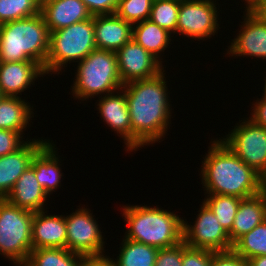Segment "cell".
I'll return each instance as SVG.
<instances>
[{"instance_id": "obj_11", "label": "cell", "mask_w": 266, "mask_h": 266, "mask_svg": "<svg viewBox=\"0 0 266 266\" xmlns=\"http://www.w3.org/2000/svg\"><path fill=\"white\" fill-rule=\"evenodd\" d=\"M215 4L213 0H180L176 34L204 41L218 33Z\"/></svg>"}, {"instance_id": "obj_6", "label": "cell", "mask_w": 266, "mask_h": 266, "mask_svg": "<svg viewBox=\"0 0 266 266\" xmlns=\"http://www.w3.org/2000/svg\"><path fill=\"white\" fill-rule=\"evenodd\" d=\"M96 49L94 16L50 32L45 74H59L68 63L80 62ZM69 61V62H68Z\"/></svg>"}, {"instance_id": "obj_30", "label": "cell", "mask_w": 266, "mask_h": 266, "mask_svg": "<svg viewBox=\"0 0 266 266\" xmlns=\"http://www.w3.org/2000/svg\"><path fill=\"white\" fill-rule=\"evenodd\" d=\"M180 0H154L150 20L169 33H176Z\"/></svg>"}, {"instance_id": "obj_28", "label": "cell", "mask_w": 266, "mask_h": 266, "mask_svg": "<svg viewBox=\"0 0 266 266\" xmlns=\"http://www.w3.org/2000/svg\"><path fill=\"white\" fill-rule=\"evenodd\" d=\"M241 198L229 195L208 194L204 203L216 216L220 225L229 232L240 204Z\"/></svg>"}, {"instance_id": "obj_7", "label": "cell", "mask_w": 266, "mask_h": 266, "mask_svg": "<svg viewBox=\"0 0 266 266\" xmlns=\"http://www.w3.org/2000/svg\"><path fill=\"white\" fill-rule=\"evenodd\" d=\"M34 212L0 199V254L14 264L25 263L32 251Z\"/></svg>"}, {"instance_id": "obj_16", "label": "cell", "mask_w": 266, "mask_h": 266, "mask_svg": "<svg viewBox=\"0 0 266 266\" xmlns=\"http://www.w3.org/2000/svg\"><path fill=\"white\" fill-rule=\"evenodd\" d=\"M45 210L34 212L32 221V250L39 248H66L65 215H46Z\"/></svg>"}, {"instance_id": "obj_14", "label": "cell", "mask_w": 266, "mask_h": 266, "mask_svg": "<svg viewBox=\"0 0 266 266\" xmlns=\"http://www.w3.org/2000/svg\"><path fill=\"white\" fill-rule=\"evenodd\" d=\"M44 75H46L44 68L35 61L0 62L1 94L18 97L31 84L33 85L36 78L39 79L38 77Z\"/></svg>"}, {"instance_id": "obj_37", "label": "cell", "mask_w": 266, "mask_h": 266, "mask_svg": "<svg viewBox=\"0 0 266 266\" xmlns=\"http://www.w3.org/2000/svg\"><path fill=\"white\" fill-rule=\"evenodd\" d=\"M252 111L249 118L252 119L256 124L266 127V97L262 96L261 99L257 100L252 107Z\"/></svg>"}, {"instance_id": "obj_26", "label": "cell", "mask_w": 266, "mask_h": 266, "mask_svg": "<svg viewBox=\"0 0 266 266\" xmlns=\"http://www.w3.org/2000/svg\"><path fill=\"white\" fill-rule=\"evenodd\" d=\"M121 243L115 266H154L158 248L126 238Z\"/></svg>"}, {"instance_id": "obj_24", "label": "cell", "mask_w": 266, "mask_h": 266, "mask_svg": "<svg viewBox=\"0 0 266 266\" xmlns=\"http://www.w3.org/2000/svg\"><path fill=\"white\" fill-rule=\"evenodd\" d=\"M33 106L20 96H3L0 99V129L23 132L32 118Z\"/></svg>"}, {"instance_id": "obj_3", "label": "cell", "mask_w": 266, "mask_h": 266, "mask_svg": "<svg viewBox=\"0 0 266 266\" xmlns=\"http://www.w3.org/2000/svg\"><path fill=\"white\" fill-rule=\"evenodd\" d=\"M49 41L41 13L0 24V62L35 61L44 68Z\"/></svg>"}, {"instance_id": "obj_43", "label": "cell", "mask_w": 266, "mask_h": 266, "mask_svg": "<svg viewBox=\"0 0 266 266\" xmlns=\"http://www.w3.org/2000/svg\"><path fill=\"white\" fill-rule=\"evenodd\" d=\"M16 266H28L26 263L14 264Z\"/></svg>"}, {"instance_id": "obj_9", "label": "cell", "mask_w": 266, "mask_h": 266, "mask_svg": "<svg viewBox=\"0 0 266 266\" xmlns=\"http://www.w3.org/2000/svg\"><path fill=\"white\" fill-rule=\"evenodd\" d=\"M90 209H77L65 217L67 249L85 257H103L104 238Z\"/></svg>"}, {"instance_id": "obj_15", "label": "cell", "mask_w": 266, "mask_h": 266, "mask_svg": "<svg viewBox=\"0 0 266 266\" xmlns=\"http://www.w3.org/2000/svg\"><path fill=\"white\" fill-rule=\"evenodd\" d=\"M28 140L21 148L0 157V199L6 198L21 174L31 164L32 157L47 142L46 139Z\"/></svg>"}, {"instance_id": "obj_44", "label": "cell", "mask_w": 266, "mask_h": 266, "mask_svg": "<svg viewBox=\"0 0 266 266\" xmlns=\"http://www.w3.org/2000/svg\"><path fill=\"white\" fill-rule=\"evenodd\" d=\"M264 189L266 190V177L264 178Z\"/></svg>"}, {"instance_id": "obj_41", "label": "cell", "mask_w": 266, "mask_h": 266, "mask_svg": "<svg viewBox=\"0 0 266 266\" xmlns=\"http://www.w3.org/2000/svg\"><path fill=\"white\" fill-rule=\"evenodd\" d=\"M258 1L259 0H245V3H246L245 10H250Z\"/></svg>"}, {"instance_id": "obj_25", "label": "cell", "mask_w": 266, "mask_h": 266, "mask_svg": "<svg viewBox=\"0 0 266 266\" xmlns=\"http://www.w3.org/2000/svg\"><path fill=\"white\" fill-rule=\"evenodd\" d=\"M84 255L69 251L66 248H39L30 252L28 266H81Z\"/></svg>"}, {"instance_id": "obj_32", "label": "cell", "mask_w": 266, "mask_h": 266, "mask_svg": "<svg viewBox=\"0 0 266 266\" xmlns=\"http://www.w3.org/2000/svg\"><path fill=\"white\" fill-rule=\"evenodd\" d=\"M213 251L193 248L182 241V266H211Z\"/></svg>"}, {"instance_id": "obj_8", "label": "cell", "mask_w": 266, "mask_h": 266, "mask_svg": "<svg viewBox=\"0 0 266 266\" xmlns=\"http://www.w3.org/2000/svg\"><path fill=\"white\" fill-rule=\"evenodd\" d=\"M238 125V126H237ZM230 134L221 139L246 165L266 177V127L252 119L237 123Z\"/></svg>"}, {"instance_id": "obj_38", "label": "cell", "mask_w": 266, "mask_h": 266, "mask_svg": "<svg viewBox=\"0 0 266 266\" xmlns=\"http://www.w3.org/2000/svg\"><path fill=\"white\" fill-rule=\"evenodd\" d=\"M81 266H115L112 258L105 255L103 257H85Z\"/></svg>"}, {"instance_id": "obj_40", "label": "cell", "mask_w": 266, "mask_h": 266, "mask_svg": "<svg viewBox=\"0 0 266 266\" xmlns=\"http://www.w3.org/2000/svg\"><path fill=\"white\" fill-rule=\"evenodd\" d=\"M248 266H266V256H257L247 261Z\"/></svg>"}, {"instance_id": "obj_2", "label": "cell", "mask_w": 266, "mask_h": 266, "mask_svg": "<svg viewBox=\"0 0 266 266\" xmlns=\"http://www.w3.org/2000/svg\"><path fill=\"white\" fill-rule=\"evenodd\" d=\"M219 140L212 141L202 161L200 174L206 194L245 199L264 191V178Z\"/></svg>"}, {"instance_id": "obj_4", "label": "cell", "mask_w": 266, "mask_h": 266, "mask_svg": "<svg viewBox=\"0 0 266 266\" xmlns=\"http://www.w3.org/2000/svg\"><path fill=\"white\" fill-rule=\"evenodd\" d=\"M127 223L126 239L158 249L169 248L183 241V217L158 207L123 206Z\"/></svg>"}, {"instance_id": "obj_20", "label": "cell", "mask_w": 266, "mask_h": 266, "mask_svg": "<svg viewBox=\"0 0 266 266\" xmlns=\"http://www.w3.org/2000/svg\"><path fill=\"white\" fill-rule=\"evenodd\" d=\"M48 194L37 181L34 167H29L21 174L6 200L12 205L32 212L43 211Z\"/></svg>"}, {"instance_id": "obj_33", "label": "cell", "mask_w": 266, "mask_h": 266, "mask_svg": "<svg viewBox=\"0 0 266 266\" xmlns=\"http://www.w3.org/2000/svg\"><path fill=\"white\" fill-rule=\"evenodd\" d=\"M24 133L0 129V157L14 153L27 141H22Z\"/></svg>"}, {"instance_id": "obj_5", "label": "cell", "mask_w": 266, "mask_h": 266, "mask_svg": "<svg viewBox=\"0 0 266 266\" xmlns=\"http://www.w3.org/2000/svg\"><path fill=\"white\" fill-rule=\"evenodd\" d=\"M72 95L86 100L95 95L110 94L123 87L117 64L116 52L94 49L78 62Z\"/></svg>"}, {"instance_id": "obj_19", "label": "cell", "mask_w": 266, "mask_h": 266, "mask_svg": "<svg viewBox=\"0 0 266 266\" xmlns=\"http://www.w3.org/2000/svg\"><path fill=\"white\" fill-rule=\"evenodd\" d=\"M94 35L97 49L117 52L124 44L132 40L133 24L126 22L116 14L95 15Z\"/></svg>"}, {"instance_id": "obj_42", "label": "cell", "mask_w": 266, "mask_h": 266, "mask_svg": "<svg viewBox=\"0 0 266 266\" xmlns=\"http://www.w3.org/2000/svg\"><path fill=\"white\" fill-rule=\"evenodd\" d=\"M263 89H264V90H263V91H264L263 94H264V96L266 97V77H265V85H264V88H263Z\"/></svg>"}, {"instance_id": "obj_18", "label": "cell", "mask_w": 266, "mask_h": 266, "mask_svg": "<svg viewBox=\"0 0 266 266\" xmlns=\"http://www.w3.org/2000/svg\"><path fill=\"white\" fill-rule=\"evenodd\" d=\"M41 14L50 32L93 17L82 0H41Z\"/></svg>"}, {"instance_id": "obj_1", "label": "cell", "mask_w": 266, "mask_h": 266, "mask_svg": "<svg viewBox=\"0 0 266 266\" xmlns=\"http://www.w3.org/2000/svg\"><path fill=\"white\" fill-rule=\"evenodd\" d=\"M123 85L131 120V151L158 142L171 122V107L164 73Z\"/></svg>"}, {"instance_id": "obj_23", "label": "cell", "mask_w": 266, "mask_h": 266, "mask_svg": "<svg viewBox=\"0 0 266 266\" xmlns=\"http://www.w3.org/2000/svg\"><path fill=\"white\" fill-rule=\"evenodd\" d=\"M132 39L154 56L161 64V52L170 44L171 33L159 27L150 19L133 24Z\"/></svg>"}, {"instance_id": "obj_17", "label": "cell", "mask_w": 266, "mask_h": 266, "mask_svg": "<svg viewBox=\"0 0 266 266\" xmlns=\"http://www.w3.org/2000/svg\"><path fill=\"white\" fill-rule=\"evenodd\" d=\"M116 93L99 97L97 109L106 124L124 140L127 151L131 152V120L125 91L121 88Z\"/></svg>"}, {"instance_id": "obj_27", "label": "cell", "mask_w": 266, "mask_h": 266, "mask_svg": "<svg viewBox=\"0 0 266 266\" xmlns=\"http://www.w3.org/2000/svg\"><path fill=\"white\" fill-rule=\"evenodd\" d=\"M233 250L246 261L266 256V220L240 237L233 244Z\"/></svg>"}, {"instance_id": "obj_39", "label": "cell", "mask_w": 266, "mask_h": 266, "mask_svg": "<svg viewBox=\"0 0 266 266\" xmlns=\"http://www.w3.org/2000/svg\"><path fill=\"white\" fill-rule=\"evenodd\" d=\"M250 11L259 19L266 21V0H259Z\"/></svg>"}, {"instance_id": "obj_21", "label": "cell", "mask_w": 266, "mask_h": 266, "mask_svg": "<svg viewBox=\"0 0 266 266\" xmlns=\"http://www.w3.org/2000/svg\"><path fill=\"white\" fill-rule=\"evenodd\" d=\"M264 220H266V190L255 196L241 199L232 229L228 232L231 243L234 244Z\"/></svg>"}, {"instance_id": "obj_36", "label": "cell", "mask_w": 266, "mask_h": 266, "mask_svg": "<svg viewBox=\"0 0 266 266\" xmlns=\"http://www.w3.org/2000/svg\"><path fill=\"white\" fill-rule=\"evenodd\" d=\"M92 16L115 14L119 0H82Z\"/></svg>"}, {"instance_id": "obj_29", "label": "cell", "mask_w": 266, "mask_h": 266, "mask_svg": "<svg viewBox=\"0 0 266 266\" xmlns=\"http://www.w3.org/2000/svg\"><path fill=\"white\" fill-rule=\"evenodd\" d=\"M40 13L41 0H0V24Z\"/></svg>"}, {"instance_id": "obj_12", "label": "cell", "mask_w": 266, "mask_h": 266, "mask_svg": "<svg viewBox=\"0 0 266 266\" xmlns=\"http://www.w3.org/2000/svg\"><path fill=\"white\" fill-rule=\"evenodd\" d=\"M116 56L123 85L135 80L153 78L164 70L163 65L133 39L124 44L116 52Z\"/></svg>"}, {"instance_id": "obj_31", "label": "cell", "mask_w": 266, "mask_h": 266, "mask_svg": "<svg viewBox=\"0 0 266 266\" xmlns=\"http://www.w3.org/2000/svg\"><path fill=\"white\" fill-rule=\"evenodd\" d=\"M154 0H119L115 14L126 22L136 24L150 18Z\"/></svg>"}, {"instance_id": "obj_13", "label": "cell", "mask_w": 266, "mask_h": 266, "mask_svg": "<svg viewBox=\"0 0 266 266\" xmlns=\"http://www.w3.org/2000/svg\"><path fill=\"white\" fill-rule=\"evenodd\" d=\"M239 34L228 46L229 56H252L266 59V21L259 19L250 10H245Z\"/></svg>"}, {"instance_id": "obj_34", "label": "cell", "mask_w": 266, "mask_h": 266, "mask_svg": "<svg viewBox=\"0 0 266 266\" xmlns=\"http://www.w3.org/2000/svg\"><path fill=\"white\" fill-rule=\"evenodd\" d=\"M154 266H182V242L173 247L158 249Z\"/></svg>"}, {"instance_id": "obj_22", "label": "cell", "mask_w": 266, "mask_h": 266, "mask_svg": "<svg viewBox=\"0 0 266 266\" xmlns=\"http://www.w3.org/2000/svg\"><path fill=\"white\" fill-rule=\"evenodd\" d=\"M51 143L47 140L31 160L37 181L48 195L59 188L63 176L55 145Z\"/></svg>"}, {"instance_id": "obj_10", "label": "cell", "mask_w": 266, "mask_h": 266, "mask_svg": "<svg viewBox=\"0 0 266 266\" xmlns=\"http://www.w3.org/2000/svg\"><path fill=\"white\" fill-rule=\"evenodd\" d=\"M194 225L183 221V241L190 247L223 252L233 249L229 233L203 202Z\"/></svg>"}, {"instance_id": "obj_35", "label": "cell", "mask_w": 266, "mask_h": 266, "mask_svg": "<svg viewBox=\"0 0 266 266\" xmlns=\"http://www.w3.org/2000/svg\"><path fill=\"white\" fill-rule=\"evenodd\" d=\"M211 266H248V263L233 249L223 252H214Z\"/></svg>"}]
</instances>
